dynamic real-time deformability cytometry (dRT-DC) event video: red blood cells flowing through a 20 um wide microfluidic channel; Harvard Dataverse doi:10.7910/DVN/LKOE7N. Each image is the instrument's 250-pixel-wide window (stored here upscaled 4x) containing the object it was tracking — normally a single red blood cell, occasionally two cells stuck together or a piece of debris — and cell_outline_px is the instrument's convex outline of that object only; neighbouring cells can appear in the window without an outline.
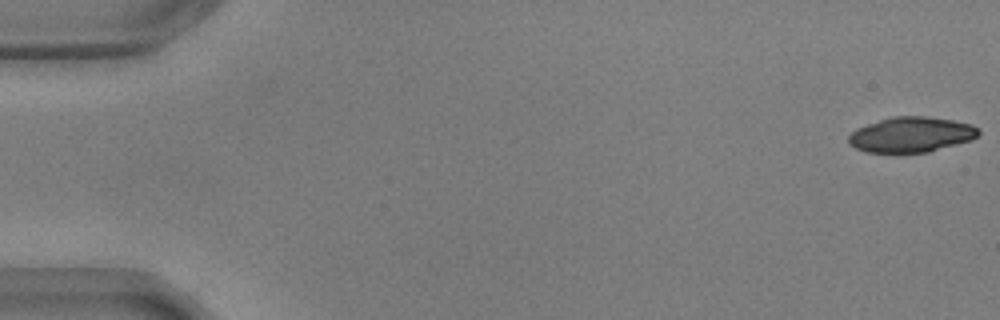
{"species": "common noctule bat (a hibernating species)", "species_latin": "Nyctalus noctula", "temperature_condition": "warm", "stored_images_in_passage": 55, "camera_frame_rate_fps": 3000, "um_per_image_px": 0.085, "animal": {"sex": "male", "body_mass_g": 17.9, "forearm_length_mm": 54.2}, "frame": {"image": 1, "passage_image": 1, "time_ms": 0.0, "image_size_px": [1000, 320], "cell_outline_px": [[980, 132], [972, 140], [928, 152], [900, 156], [868, 152], [856, 148], [848, 140], [848, 136], [856, 128], [892, 116], [924, 116], [952, 120], [972, 124], [980, 128]], "centroid_in_image_um": [77.45, 11.48], "position_along_channel_um": 7.5, "area_um2": 27.4}}
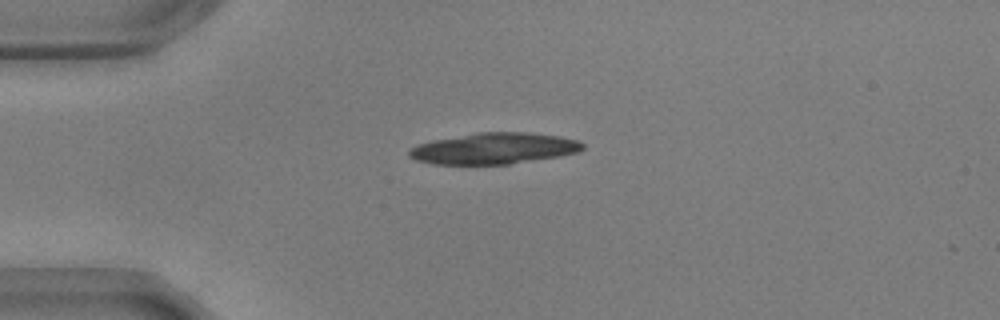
{"frame": {"image": 2, "passage_image": 14, "time_ms": 4.333, "image_size_px": [1000, 320], "cell_outline_px": [[584, 148], [580, 152], [560, 156], [508, 164], [432, 164], [416, 160], [408, 156], [408, 152], [412, 148], [420, 144], [436, 140], [476, 132], [528, 132], [560, 136], [580, 140], [584, 144]], "centroid_in_image_um": [42.06, 12.61], "position_along_channel_um": 42.9, "area_um2": 31.5}}